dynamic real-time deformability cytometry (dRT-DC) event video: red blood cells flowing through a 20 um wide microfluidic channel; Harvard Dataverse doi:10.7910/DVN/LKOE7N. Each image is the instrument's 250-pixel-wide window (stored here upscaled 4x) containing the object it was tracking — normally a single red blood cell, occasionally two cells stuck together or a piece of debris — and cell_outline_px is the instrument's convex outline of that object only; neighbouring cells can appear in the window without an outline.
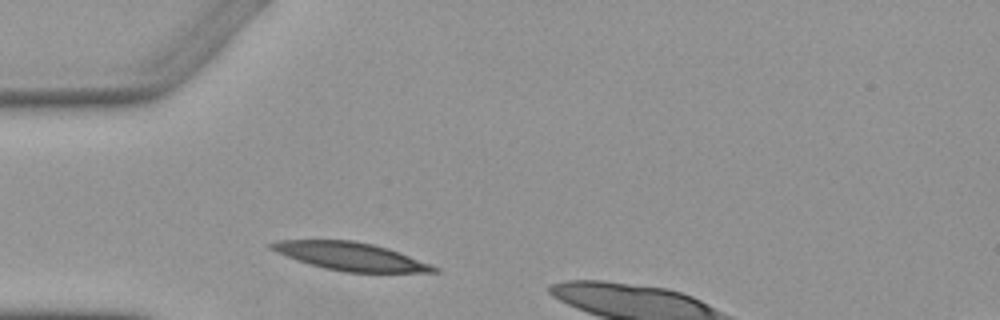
{"species": "Egyptian fruit bat (a non-hibernating species)", "species_latin": "Rousettus aegyptiacus", "temperature_condition": "warm", "stored_images_in_passage": 2, "camera_frame_rate_fps": 3000, "um_per_image_px": 0.085, "animal": {"sex": "female"}, "frame": {"image": 1, "passage_image": 1, "time_ms": 0.0, "image_size_px": [1000, 320], "cell_outline_px": [[440, 272], [344, 272], [324, 268], [308, 264], [296, 260], [276, 252], [268, 248], [268, 244], [280, 240], [352, 240], [372, 244], [388, 248], [440, 268]], "centroid_in_image_um": [29.76, 21.79], "position_along_channel_um": 55.2, "area_um2": 26.41}}